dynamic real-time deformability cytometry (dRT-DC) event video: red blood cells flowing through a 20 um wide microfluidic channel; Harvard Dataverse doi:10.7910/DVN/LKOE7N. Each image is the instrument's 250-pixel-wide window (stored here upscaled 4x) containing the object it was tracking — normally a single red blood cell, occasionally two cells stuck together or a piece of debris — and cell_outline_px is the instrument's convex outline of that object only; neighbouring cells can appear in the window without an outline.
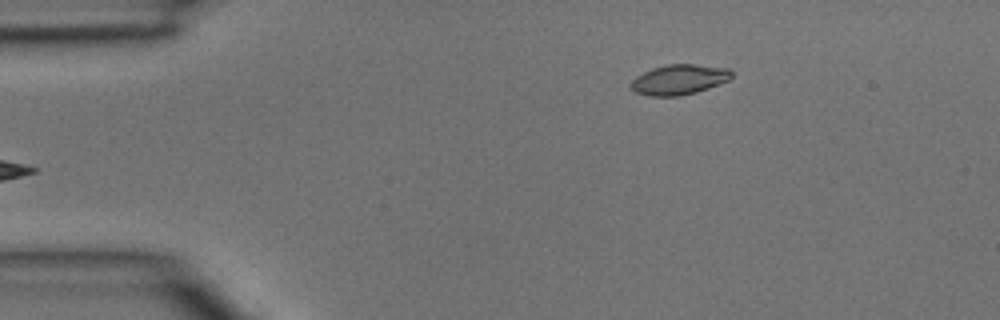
{"species": "common noctule bat (a hibernating species)", "species_latin": "Nyctalus noctula", "temperature_condition": "room temperature", "stored_images_in_passage": 3, "camera_frame_rate_fps": 3000, "um_per_image_px": 0.085, "animal": {"sex": "male", "body_mass_g": 15.6}, "frame": {"image": 1, "passage_image": 3, "time_ms": 0.667, "image_size_px": [1000, 320], "cell_outline_px": [[732, 76], [728, 80], [708, 88], [696, 92], [680, 96], [648, 96], [636, 92], [632, 88], [632, 80], [636, 76], [652, 68], [668, 64], [692, 64], [728, 68], [732, 72]], "centroid_in_image_um": [57.72, 6.76], "position_along_channel_um": 27.3, "area_um2": 17.51}}